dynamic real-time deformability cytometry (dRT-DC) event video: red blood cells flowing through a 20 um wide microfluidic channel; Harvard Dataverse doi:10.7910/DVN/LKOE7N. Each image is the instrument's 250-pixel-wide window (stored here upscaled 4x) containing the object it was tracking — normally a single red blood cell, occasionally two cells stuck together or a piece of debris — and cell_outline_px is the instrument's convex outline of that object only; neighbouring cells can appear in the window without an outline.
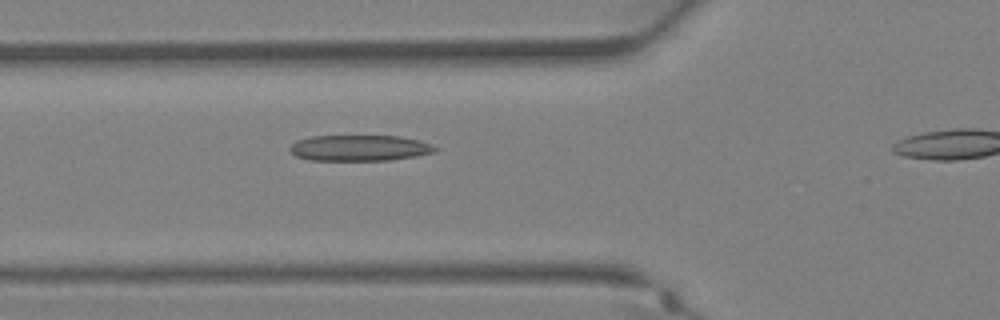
{"species": "Egyptian fruit bat (a non-hibernating species)", "species_latin": "Rousettus aegyptiacus", "temperature_condition": "warm", "stored_images_in_passage": 27, "camera_frame_rate_fps": 3000, "um_per_image_px": 0.085, "animal": {"sex": "female"}, "frame": {"image": 1, "passage_image": 10, "time_ms": 3.0, "image_size_px": [1000, 320], "cell_outline_px": [[440, 148], [436, 152], [416, 156], [388, 160], [308, 160], [296, 156], [288, 148], [296, 140], [312, 136], [400, 136], [432, 144]], "centroid_in_image_um": [30.57, 12.58], "position_along_channel_um": 95.2, "area_um2": 21.96}}
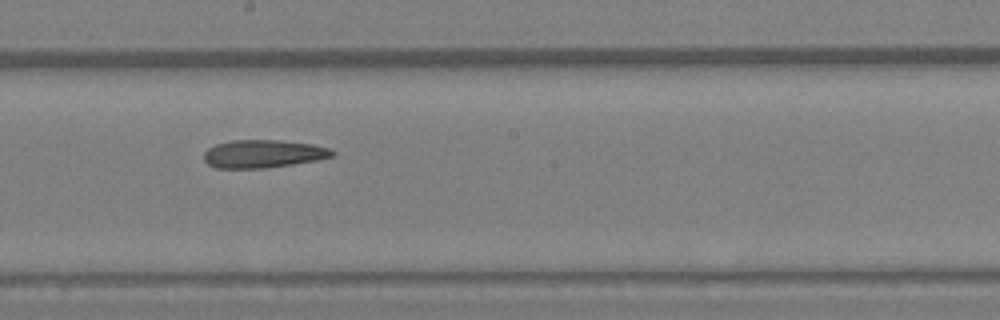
{"frame": {"image": 2, "passage_image": 17, "time_ms": 5.333, "image_size_px": [1000, 320], "cell_outline_px": [[336, 152], [332, 156], [316, 160], [292, 164], [264, 168], [216, 168], [208, 164], [204, 160], [204, 152], [208, 148], [216, 144], [232, 140], [276, 140], [312, 144], [328, 148]], "centroid_in_image_um": [22.34, 13.07], "position_along_channel_um": 225.9, "area_um2": 20.75}}
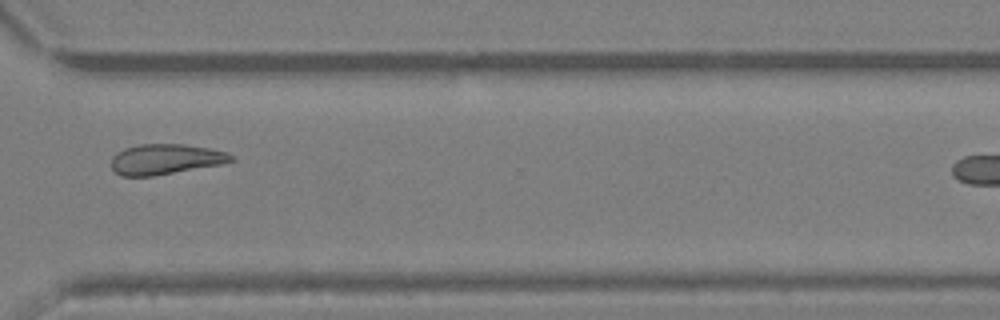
{"frame": {"image": 3, "passage_image": 24, "time_ms": 7.667, "image_size_px": [1000, 320], "cell_outline_px": [[236, 160], [224, 164], [152, 176], [120, 176], [112, 168], [112, 156], [116, 152], [124, 148], [140, 144], [184, 144], [208, 148], [224, 152], [232, 156]], "centroid_in_image_um": [14.05, 13.53], "position_along_channel_um": 356.5, "area_um2": 21.21}}